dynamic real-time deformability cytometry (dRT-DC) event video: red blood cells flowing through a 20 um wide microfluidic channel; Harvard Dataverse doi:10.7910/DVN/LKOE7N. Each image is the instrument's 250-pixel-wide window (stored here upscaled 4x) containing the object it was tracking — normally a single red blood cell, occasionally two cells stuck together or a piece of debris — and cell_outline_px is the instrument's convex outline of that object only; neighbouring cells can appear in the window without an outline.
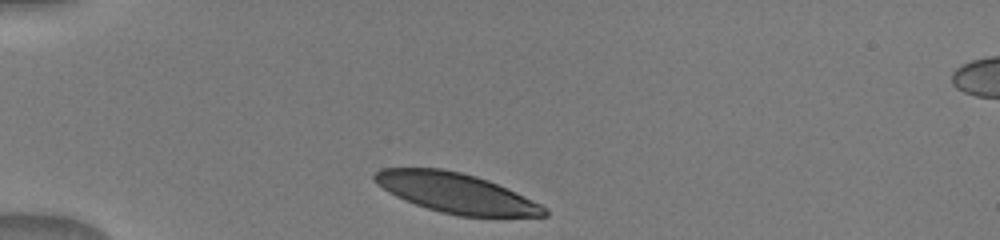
{"species": "human", "species_latin": "Homo sapiens", "temperature_condition": "warm", "stored_images_in_passage": 8, "camera_frame_rate_fps": 3000, "um_per_image_px": 0.085, "donor": {"sex": "male"}, "frame": {"image": 1, "passage_image": 1, "time_ms": 0.0, "image_size_px": [1000, 240], "cell_outline_px": [[548, 216], [460, 216], [440, 212], [404, 200], [388, 192], [376, 184], [372, 180], [372, 176], [380, 168], [440, 168], [460, 172], [476, 176], [488, 180], [516, 192], [548, 208]], "centroid_in_image_um": [38.73, 16.4], "position_along_channel_um": 46.3, "area_um2": 39.3}}